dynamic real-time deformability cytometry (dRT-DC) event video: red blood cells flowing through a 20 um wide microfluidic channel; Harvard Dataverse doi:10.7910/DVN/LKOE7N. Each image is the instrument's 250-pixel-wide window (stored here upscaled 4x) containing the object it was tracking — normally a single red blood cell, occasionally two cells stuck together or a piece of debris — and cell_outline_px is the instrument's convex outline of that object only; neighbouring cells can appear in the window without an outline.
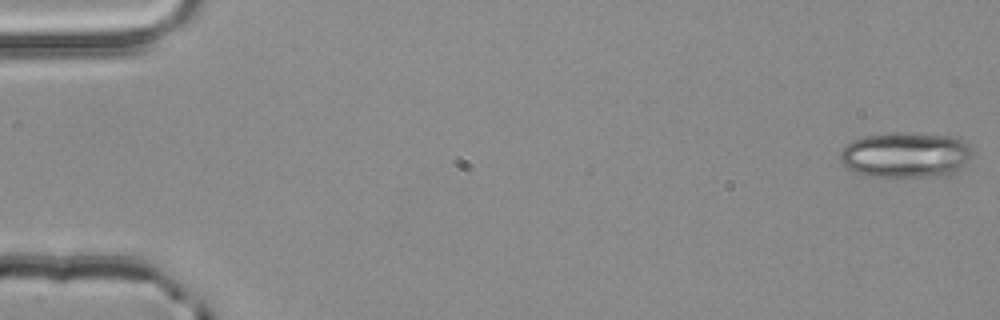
{"species": "common noctule bat (a hibernating species)", "species_latin": "Nyctalus noctula", "temperature_condition": "room temperature", "stored_images_in_passage": 4, "camera_frame_rate_fps": 3000, "um_per_image_px": 0.085, "animal": {"sex": "male", "body_mass_g": 20.4}, "frame": {"image": 1, "passage_image": 1, "time_ms": 0.0, "image_size_px": [1000, 320], "cell_outline_px": [[972, 156], [956, 172], [944, 176], [904, 180], [868, 176], [856, 172], [848, 168], [840, 160], [840, 152], [852, 140], [864, 136], [896, 132], [956, 136], [972, 144]], "centroid_in_image_um": [77.04, 13.21], "position_along_channel_um": 8.0, "area_um2": 36.3}}